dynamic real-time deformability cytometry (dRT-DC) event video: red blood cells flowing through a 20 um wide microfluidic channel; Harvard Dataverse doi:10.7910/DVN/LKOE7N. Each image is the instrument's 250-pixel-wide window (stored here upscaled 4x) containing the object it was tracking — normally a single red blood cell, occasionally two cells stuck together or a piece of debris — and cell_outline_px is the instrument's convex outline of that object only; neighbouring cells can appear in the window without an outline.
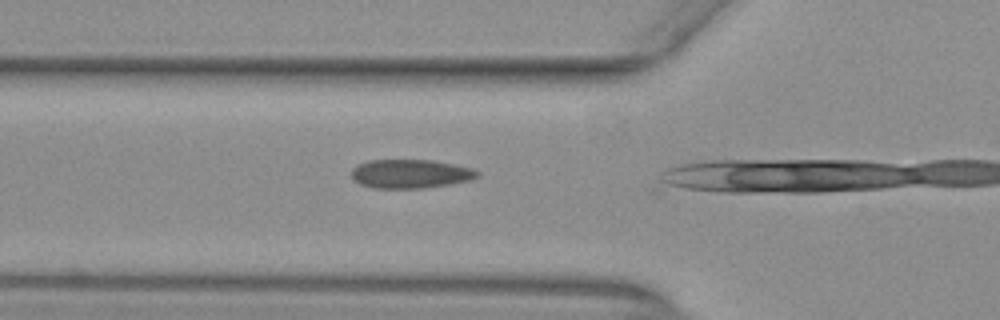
{"species": "common noctule bat (a hibernating species)", "species_latin": "Nyctalus noctula", "temperature_condition": "warm", "stored_images_in_passage": 11, "camera_frame_rate_fps": 3000, "um_per_image_px": 0.085, "animal": {"sex": "female", "body_mass_g": 29.2, "forearm_length_mm": 56.3}, "frame": {"image": 1, "passage_image": 4, "time_ms": 1.0, "image_size_px": [1000, 320], "cell_outline_px": [[480, 176], [472, 180], [452, 184], [424, 188], [372, 188], [360, 184], [352, 180], [352, 168], [356, 164], [368, 160], [432, 160], [456, 164], [472, 168], [480, 172]], "centroid_in_image_um": [34.9, 14.77], "position_along_channel_um": 90.9, "area_um2": 21.56}}
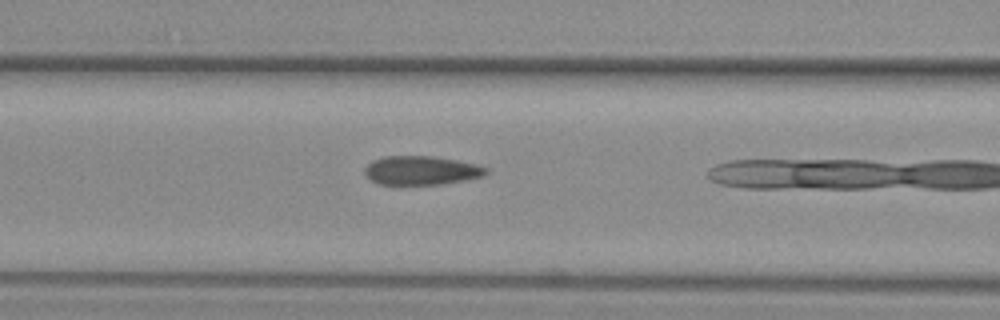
{"frame": {"image": 2, "passage_image": 7, "time_ms": 2.0, "image_size_px": [1000, 320], "cell_outline_px": [[488, 172], [484, 176], [468, 180], [440, 184], [380, 184], [372, 180], [364, 172], [364, 168], [372, 160], [384, 156], [432, 156], [456, 160], [476, 164], [488, 168]], "centroid_in_image_um": [35.84, 14.48], "position_along_channel_um": 130.8, "area_um2": 20.4}}
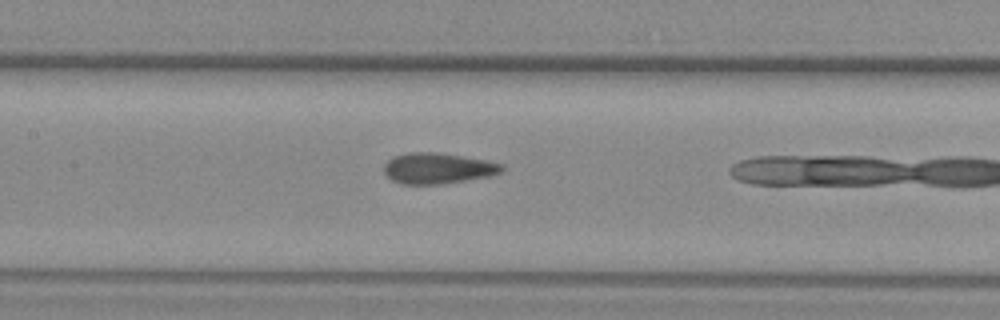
{"frame": {"image": 3, "passage_image": 10, "time_ms": 3.0, "image_size_px": [1000, 320], "cell_outline_px": [[504, 168], [500, 172], [488, 176], [444, 184], [400, 184], [392, 180], [384, 172], [384, 164], [392, 156], [408, 152], [436, 152], [484, 160], [504, 164]], "centroid_in_image_um": [37.17, 14.3], "position_along_channel_um": 170.2, "area_um2": 21.1}}